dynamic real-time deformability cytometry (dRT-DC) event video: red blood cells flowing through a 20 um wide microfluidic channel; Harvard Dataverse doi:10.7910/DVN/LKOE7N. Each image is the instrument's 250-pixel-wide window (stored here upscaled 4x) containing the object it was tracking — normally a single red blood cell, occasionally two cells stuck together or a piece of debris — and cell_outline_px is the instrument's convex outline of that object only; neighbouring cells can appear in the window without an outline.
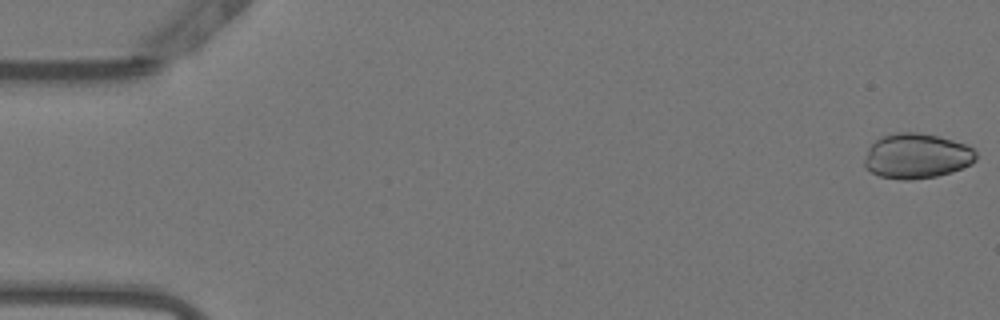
{"species": "Egyptian fruit bat (a non-hibernating species)", "species_latin": "Rousettus aegyptiacus", "temperature_condition": "warm", "stored_images_in_passage": 53, "camera_frame_rate_fps": 3000, "um_per_image_px": 0.085, "animal": {"sex": "female"}, "frame": {"image": 1, "passage_image": 1, "time_ms": 0.0, "image_size_px": [1000, 320], "cell_outline_px": [[976, 160], [972, 164], [952, 172], [936, 176], [912, 180], [900, 180], [880, 176], [864, 168], [864, 160], [868, 148], [876, 140], [884, 136], [896, 132], [916, 132], [936, 136], [952, 140], [964, 144], [972, 148], [976, 152]], "centroid_in_image_um": [77.91, 13.27], "position_along_channel_um": 7.1, "area_um2": 29.3}}
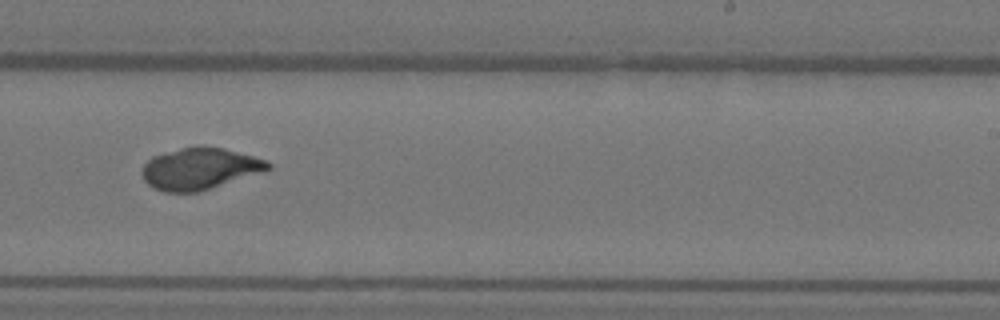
{"frame": {"image": 2, "passage_image": 33, "time_ms": 10.667, "image_size_px": [1000, 320], "cell_outline_px": [[272, 168], [196, 192], [164, 192], [148, 184], [144, 180], [140, 172], [144, 164], [152, 156], [180, 148], [196, 144], [224, 148], [252, 156], [264, 160], [272, 164]], "centroid_in_image_um": [16.91, 14.31], "position_along_channel_um": 272.1, "area_um2": 30.23}}
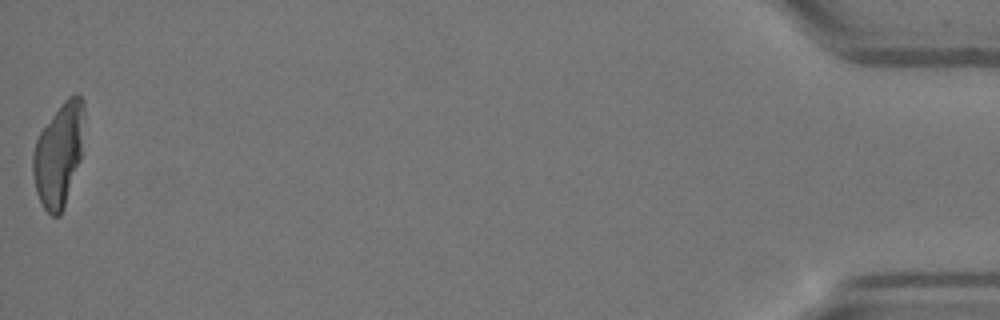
{"frame": {"image": 3, "passage_image": 53, "time_ms": 17.333, "image_size_px": [1000, 320], "cell_outline_px": [[84, 120], [80, 160], [64, 208], [60, 216], [52, 216], [44, 208], [36, 192], [32, 172], [32, 156], [36, 140], [40, 132], [60, 104], [68, 96], [76, 92], [84, 100]], "centroid_in_image_um": [4.99, 13.11], "position_along_channel_um": 430.2, "area_um2": 30.98}}